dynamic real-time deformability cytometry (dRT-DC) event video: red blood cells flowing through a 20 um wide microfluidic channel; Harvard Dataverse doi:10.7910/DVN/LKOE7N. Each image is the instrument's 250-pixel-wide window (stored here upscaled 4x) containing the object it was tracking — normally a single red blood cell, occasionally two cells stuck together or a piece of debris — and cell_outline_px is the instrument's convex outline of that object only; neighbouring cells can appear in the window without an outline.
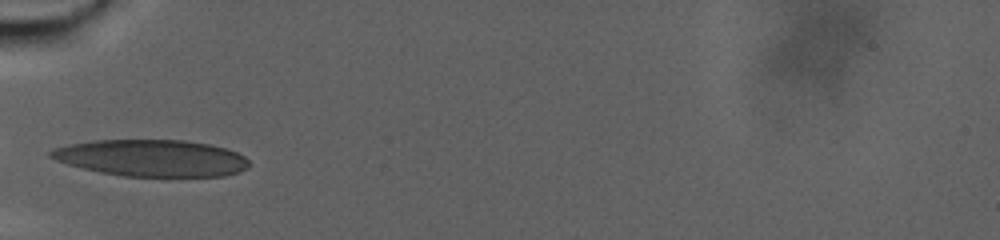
{"species": "human", "species_latin": "Homo sapiens", "temperature_condition": "warm", "stored_images_in_passage": 46, "camera_frame_rate_fps": 3000, "um_per_image_px": 0.085, "donor": {"sex": "male"}, "frame": {"image": 1, "passage_image": 1, "time_ms": 0.0, "image_size_px": [1000, 240], "cell_outline_px": [[248, 168], [240, 172], [224, 176], [124, 176], [100, 172], [68, 164], [56, 160], [48, 156], [48, 152], [56, 148], [68, 144], [96, 140], [184, 140], [212, 144], [236, 152], [244, 156], [248, 160]], "centroid_in_image_um": [12.9, 13.43], "position_along_channel_um": 72.1, "area_um2": 42.37}}
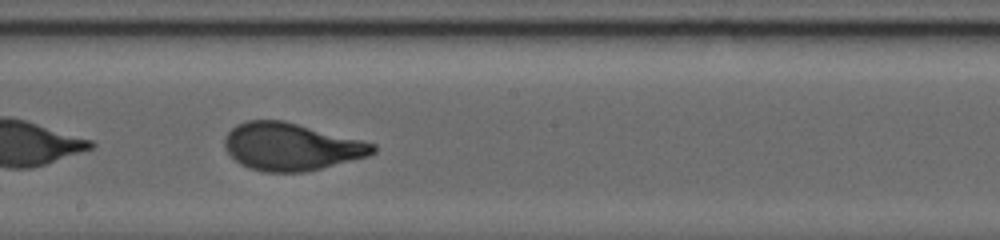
{"frame": {"image": 2, "passage_image": 21, "time_ms": 6.667, "image_size_px": [1000, 240], "cell_outline_px": [[376, 152], [368, 156], [304, 172], [264, 172], [248, 168], [240, 164], [228, 152], [224, 144], [224, 136], [236, 124], [248, 120], [284, 120], [376, 144]], "centroid_in_image_um": [24.72, 12.46], "position_along_channel_um": 223.5, "area_um2": 40.86}}
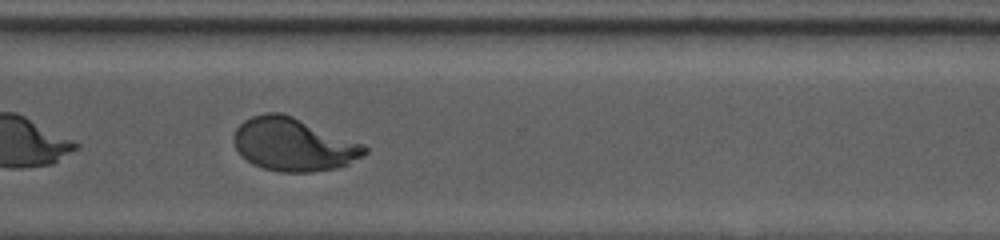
{"frame": {"image": 3, "passage_image": 37, "time_ms": 12.0, "image_size_px": [1000, 240], "cell_outline_px": [[368, 152], [348, 164], [336, 168], [312, 172], [280, 172], [264, 168], [252, 164], [236, 148], [232, 140], [236, 128], [244, 120], [252, 116], [264, 112], [280, 112], [292, 116], [364, 144], [368, 148]], "centroid_in_image_um": [24.94, 12.28], "position_along_channel_um": 345.7, "area_um2": 40.29}, "authors_computed_cell_mechanics": {"area_um2": 40.8068, "velocity_mm_per_s": 2.298, "shape_relaxation_time_tau1_ms": 7.9736, "shape_relaxation_time_tau2_ms": null, "deformation_change_tau1": 0.247, "deformation_change_tau2": null}}